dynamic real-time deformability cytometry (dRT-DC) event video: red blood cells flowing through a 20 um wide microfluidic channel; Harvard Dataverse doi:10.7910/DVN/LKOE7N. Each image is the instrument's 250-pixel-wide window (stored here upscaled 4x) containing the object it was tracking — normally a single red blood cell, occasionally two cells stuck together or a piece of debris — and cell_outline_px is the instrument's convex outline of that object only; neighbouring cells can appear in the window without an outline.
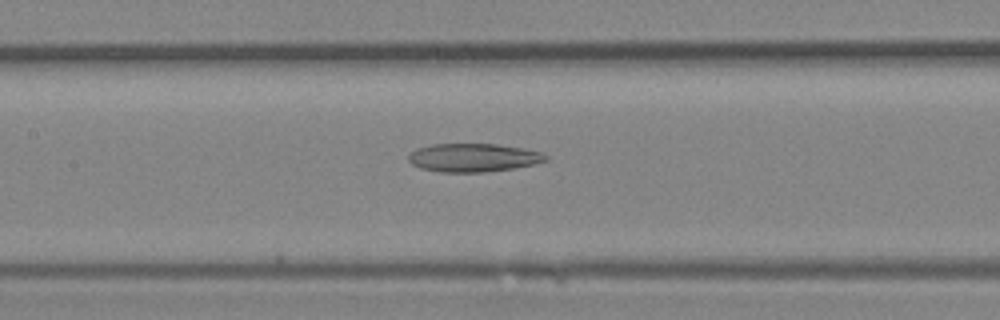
{"species": "Egyptian fruit bat (a non-hibernating species)", "species_latin": "Rousettus aegyptiacus", "temperature_condition": "room temperature", "stored_images_in_passage": 24, "camera_frame_rate_fps": 3000, "um_per_image_px": 0.085, "animal": {"sex": "female"}, "frame": {"image": 1, "passage_image": 11, "time_ms": 3.333, "image_size_px": [1000, 320], "cell_outline_px": [[548, 160], [516, 168], [484, 172], [440, 172], [420, 168], [412, 164], [408, 160], [408, 156], [416, 148], [432, 144], [496, 144], [524, 148], [540, 152], [548, 156]], "centroid_in_image_um": [40.22, 13.4], "position_along_channel_um": 167.2, "area_um2": 22.72}}
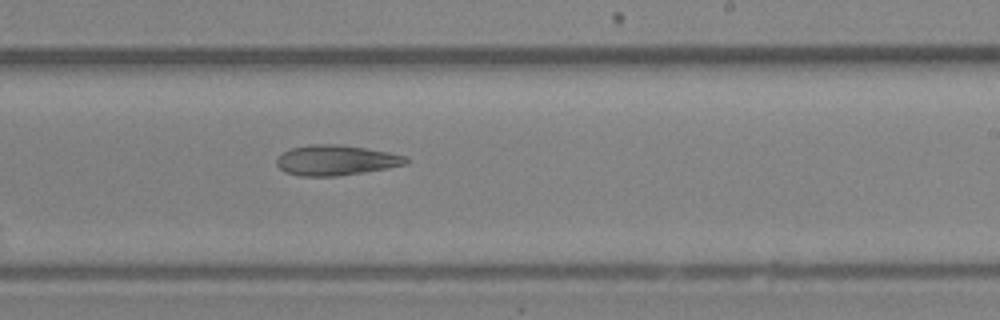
{"frame": {"image": 2, "passage_image": 16, "time_ms": 5.0, "image_size_px": [1000, 320], "cell_outline_px": [[408, 164], [388, 168], [336, 176], [300, 176], [284, 172], [276, 164], [276, 160], [284, 152], [292, 148], [312, 144], [340, 144], [388, 152], [408, 156]], "centroid_in_image_um": [28.57, 13.62], "position_along_channel_um": 260.4, "area_um2": 22.72}}
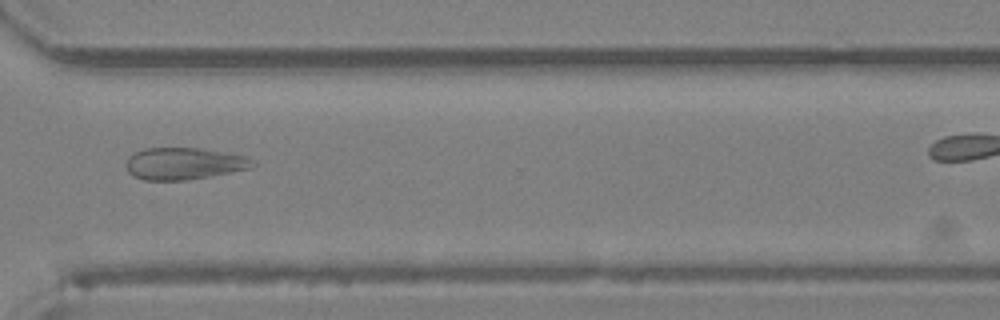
{"frame": {"image": 3, "passage_image": 21, "time_ms": 6.667, "image_size_px": [1000, 320], "cell_outline_px": [[256, 164], [252, 168], [208, 176], [184, 180], [144, 180], [132, 176], [128, 172], [124, 164], [128, 156], [144, 148], [200, 148], [248, 156]], "centroid_in_image_um": [15.61, 13.9], "position_along_channel_um": 355.0, "area_um2": 23.64}}